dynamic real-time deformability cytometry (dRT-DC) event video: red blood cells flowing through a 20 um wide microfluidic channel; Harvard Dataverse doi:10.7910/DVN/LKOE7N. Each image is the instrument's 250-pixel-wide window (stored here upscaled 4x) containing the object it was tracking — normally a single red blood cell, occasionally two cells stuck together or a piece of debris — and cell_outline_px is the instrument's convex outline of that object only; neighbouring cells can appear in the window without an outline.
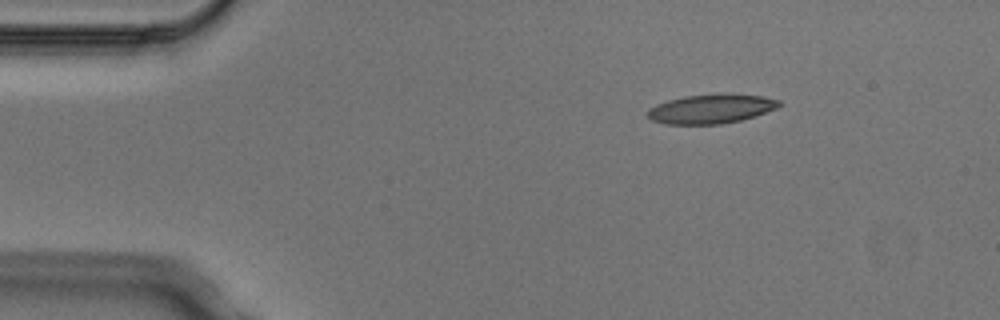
{"species": "Egyptian fruit bat (a non-hibernating species)", "species_latin": "Rousettus aegyptiacus", "temperature_condition": "cold", "stored_images_in_passage": 3, "camera_frame_rate_fps": 3000, "um_per_image_px": 0.085, "animal": {"sex": "male"}, "frame": {"image": 1, "passage_image": 1, "time_ms": 0.0, "image_size_px": [1000, 320], "cell_outline_px": [[784, 104], [776, 108], [756, 116], [740, 120], [720, 124], [664, 124], [652, 120], [648, 116], [648, 108], [656, 104], [668, 100], [684, 96], [764, 96], [780, 100]], "centroid_in_image_um": [60.43, 9.29], "position_along_channel_um": 24.6, "area_um2": 21.68}}
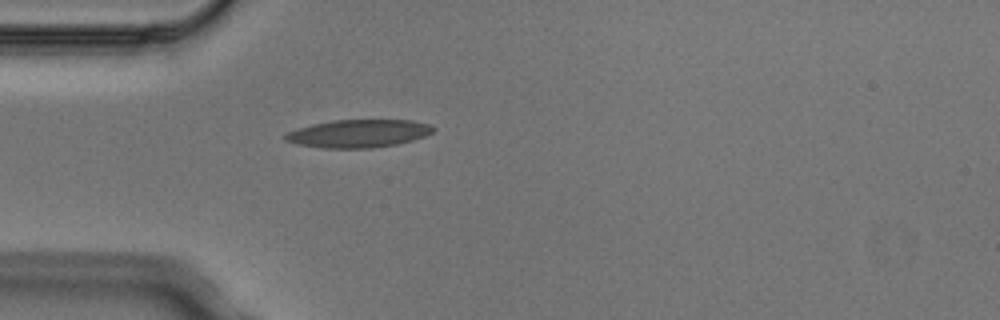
{"frame": {"image": 2, "passage_image": 3, "time_ms": 0.667, "image_size_px": [1000, 320], "cell_outline_px": [[436, 128], [432, 132], [424, 136], [412, 140], [396, 144], [372, 148], [320, 148], [296, 144], [284, 140], [284, 136], [288, 132], [296, 128], [312, 124], [332, 120], [412, 120], [428, 124]], "centroid_in_image_um": [30.43, 11.35], "position_along_channel_um": 54.6, "area_um2": 24.1}}